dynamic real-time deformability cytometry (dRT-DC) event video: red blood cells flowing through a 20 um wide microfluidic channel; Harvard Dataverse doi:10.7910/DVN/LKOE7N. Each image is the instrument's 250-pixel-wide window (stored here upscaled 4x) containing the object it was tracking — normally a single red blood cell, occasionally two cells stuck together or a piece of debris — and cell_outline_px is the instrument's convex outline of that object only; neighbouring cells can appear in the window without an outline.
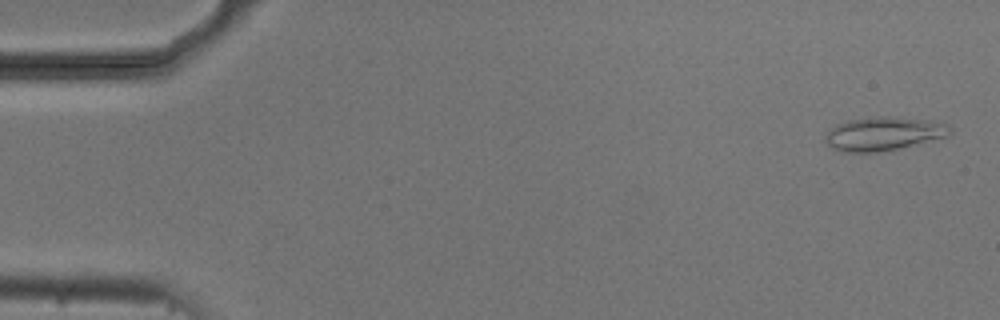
{"species": "common noctule bat (a hibernating species)", "species_latin": "Nyctalus noctula", "temperature_condition": "cold", "stored_images_in_passage": 54, "camera_frame_rate_fps": 3000, "um_per_image_px": 0.085, "animal": {"sex": "male", "body_mass_g": 20.5, "forearm_length_mm": 52.5}, "frame": {"image": 1, "passage_image": 2, "time_ms": 0.333, "image_size_px": [1000, 320], "cell_outline_px": [[952, 132], [948, 136], [900, 148], [876, 152], [840, 152], [832, 148], [828, 144], [824, 136], [836, 124], [848, 120], [880, 116], [888, 116], [928, 120], [948, 124], [952, 128]], "centroid_in_image_um": [75.11, 11.36], "position_along_channel_um": 9.9, "area_um2": 24.39}}
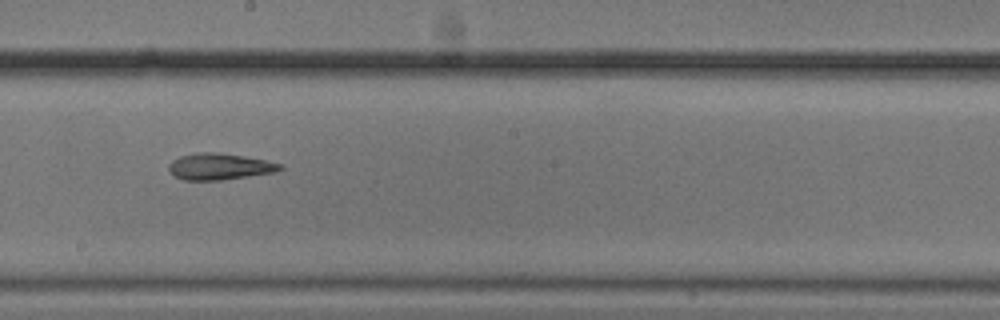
{"frame": {"image": 2, "passage_image": 30, "time_ms": 9.667, "image_size_px": [1000, 320], "cell_outline_px": [[284, 168], [276, 172], [220, 180], [184, 180], [176, 176], [168, 168], [168, 164], [172, 160], [180, 156], [196, 152], [216, 152], [244, 156], [284, 164]], "centroid_in_image_um": [18.68, 14.15], "position_along_channel_um": 229.5, "area_um2": 17.11}}
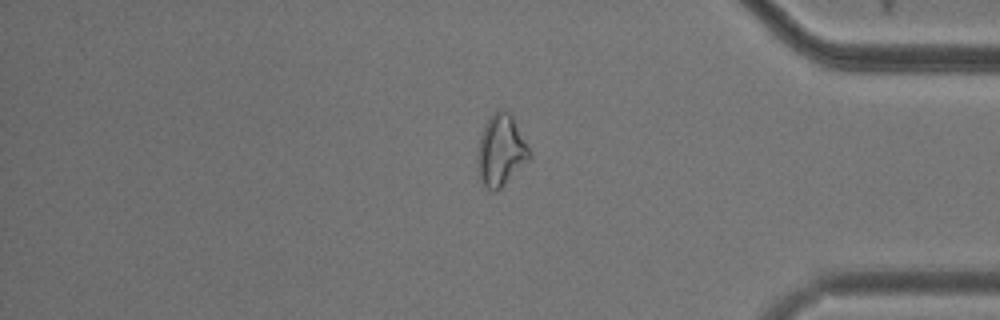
{"frame": {"image": 3, "passage_image": 45, "time_ms": 14.667, "image_size_px": [1000, 320], "cell_outline_px": [[532, 156], [496, 192], [492, 192], [480, 184], [480, 136], [484, 124], [492, 112], [500, 108], [504, 108], [512, 116], [532, 152]], "centroid_in_image_um": [42.61, 12.76], "position_along_channel_um": 392.6, "area_um2": 21.21}}